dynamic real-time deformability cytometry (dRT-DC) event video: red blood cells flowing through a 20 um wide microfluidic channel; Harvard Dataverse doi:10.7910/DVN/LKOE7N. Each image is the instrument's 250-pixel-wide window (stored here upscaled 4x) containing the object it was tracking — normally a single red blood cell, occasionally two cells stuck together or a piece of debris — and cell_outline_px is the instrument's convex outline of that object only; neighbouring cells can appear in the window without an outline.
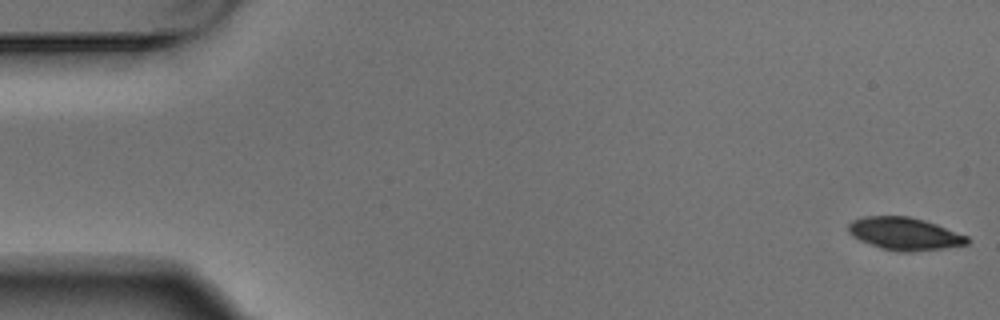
{"species": "Egyptian fruit bat (a non-hibernating species)", "species_latin": "Rousettus aegyptiacus", "temperature_condition": "warm", "stored_images_in_passage": 5, "camera_frame_rate_fps": 3000, "um_per_image_px": 0.085, "animal": {"sex": "male"}, "frame": {"image": 1, "passage_image": 1, "time_ms": 0.0, "image_size_px": [1000, 320], "cell_outline_px": [[968, 244], [944, 248], [908, 252], [904, 252], [880, 248], [868, 244], [852, 236], [848, 232], [848, 224], [852, 220], [864, 216], [908, 216], [924, 220], [936, 224], [968, 236]], "centroid_in_image_um": [76.86, 19.86], "position_along_channel_um": 8.1, "area_um2": 22.54}}
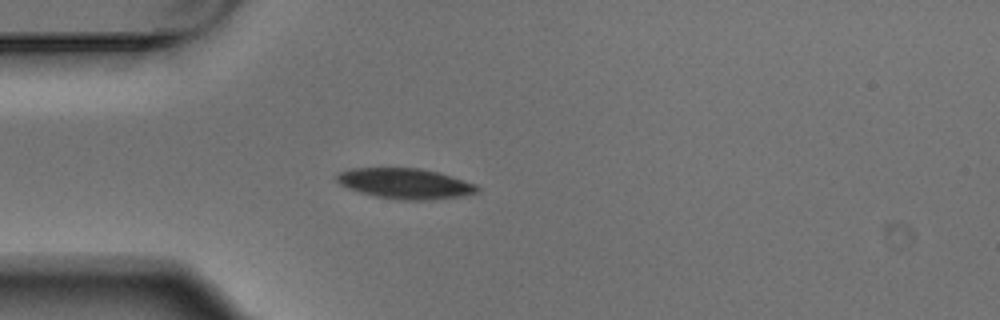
{"frame": {"image": 2, "passage_image": 5, "time_ms": 1.333, "image_size_px": [1000, 320], "cell_outline_px": [[480, 192], [460, 196], [436, 200], [396, 200], [376, 196], [360, 192], [348, 188], [340, 184], [336, 180], [336, 172], [352, 168], [420, 168], [440, 172], [476, 184], [480, 188]], "centroid_in_image_um": [34.46, 15.6], "position_along_channel_um": 50.5, "area_um2": 25.26}}